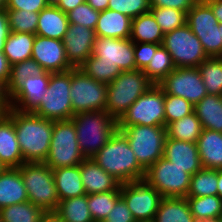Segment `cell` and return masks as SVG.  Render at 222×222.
Returning <instances> with one entry per match:
<instances>
[{
	"label": "cell",
	"instance_id": "obj_1",
	"mask_svg": "<svg viewBox=\"0 0 222 222\" xmlns=\"http://www.w3.org/2000/svg\"><path fill=\"white\" fill-rule=\"evenodd\" d=\"M6 113L13 119L24 163L45 162L50 150L54 121L14 108H9Z\"/></svg>",
	"mask_w": 222,
	"mask_h": 222
},
{
	"label": "cell",
	"instance_id": "obj_2",
	"mask_svg": "<svg viewBox=\"0 0 222 222\" xmlns=\"http://www.w3.org/2000/svg\"><path fill=\"white\" fill-rule=\"evenodd\" d=\"M92 159L121 183L145 177L146 170L139 164L127 137L119 129Z\"/></svg>",
	"mask_w": 222,
	"mask_h": 222
},
{
	"label": "cell",
	"instance_id": "obj_3",
	"mask_svg": "<svg viewBox=\"0 0 222 222\" xmlns=\"http://www.w3.org/2000/svg\"><path fill=\"white\" fill-rule=\"evenodd\" d=\"M71 120L85 158L94 157L118 129L117 121L106 110L76 113Z\"/></svg>",
	"mask_w": 222,
	"mask_h": 222
},
{
	"label": "cell",
	"instance_id": "obj_4",
	"mask_svg": "<svg viewBox=\"0 0 222 222\" xmlns=\"http://www.w3.org/2000/svg\"><path fill=\"white\" fill-rule=\"evenodd\" d=\"M154 83L143 70L121 72L107 84V103L105 110L118 121L127 109Z\"/></svg>",
	"mask_w": 222,
	"mask_h": 222
},
{
	"label": "cell",
	"instance_id": "obj_5",
	"mask_svg": "<svg viewBox=\"0 0 222 222\" xmlns=\"http://www.w3.org/2000/svg\"><path fill=\"white\" fill-rule=\"evenodd\" d=\"M18 169L29 201L45 213L55 212L59 198L52 169L44 162L23 163Z\"/></svg>",
	"mask_w": 222,
	"mask_h": 222
},
{
	"label": "cell",
	"instance_id": "obj_6",
	"mask_svg": "<svg viewBox=\"0 0 222 222\" xmlns=\"http://www.w3.org/2000/svg\"><path fill=\"white\" fill-rule=\"evenodd\" d=\"M127 137L139 164L147 170L152 164L163 157L166 127L161 126H118Z\"/></svg>",
	"mask_w": 222,
	"mask_h": 222
},
{
	"label": "cell",
	"instance_id": "obj_7",
	"mask_svg": "<svg viewBox=\"0 0 222 222\" xmlns=\"http://www.w3.org/2000/svg\"><path fill=\"white\" fill-rule=\"evenodd\" d=\"M76 136L71 119L54 121L50 150L44 163L52 170L80 165L85 157L79 149Z\"/></svg>",
	"mask_w": 222,
	"mask_h": 222
},
{
	"label": "cell",
	"instance_id": "obj_8",
	"mask_svg": "<svg viewBox=\"0 0 222 222\" xmlns=\"http://www.w3.org/2000/svg\"><path fill=\"white\" fill-rule=\"evenodd\" d=\"M71 69L50 73L49 83L40 106L33 112L53 121L69 120L73 117L70 98Z\"/></svg>",
	"mask_w": 222,
	"mask_h": 222
},
{
	"label": "cell",
	"instance_id": "obj_9",
	"mask_svg": "<svg viewBox=\"0 0 222 222\" xmlns=\"http://www.w3.org/2000/svg\"><path fill=\"white\" fill-rule=\"evenodd\" d=\"M165 92L153 85L142 94L117 121L118 126H161L165 127Z\"/></svg>",
	"mask_w": 222,
	"mask_h": 222
},
{
	"label": "cell",
	"instance_id": "obj_10",
	"mask_svg": "<svg viewBox=\"0 0 222 222\" xmlns=\"http://www.w3.org/2000/svg\"><path fill=\"white\" fill-rule=\"evenodd\" d=\"M162 45L172 56L176 68L198 67L209 58L187 24L164 34Z\"/></svg>",
	"mask_w": 222,
	"mask_h": 222
},
{
	"label": "cell",
	"instance_id": "obj_11",
	"mask_svg": "<svg viewBox=\"0 0 222 222\" xmlns=\"http://www.w3.org/2000/svg\"><path fill=\"white\" fill-rule=\"evenodd\" d=\"M70 98L73 115L103 111L107 103V84L92 79L80 68H72Z\"/></svg>",
	"mask_w": 222,
	"mask_h": 222
},
{
	"label": "cell",
	"instance_id": "obj_12",
	"mask_svg": "<svg viewBox=\"0 0 222 222\" xmlns=\"http://www.w3.org/2000/svg\"><path fill=\"white\" fill-rule=\"evenodd\" d=\"M191 175L185 169L161 157L145 173L144 179L163 197L186 198Z\"/></svg>",
	"mask_w": 222,
	"mask_h": 222
},
{
	"label": "cell",
	"instance_id": "obj_13",
	"mask_svg": "<svg viewBox=\"0 0 222 222\" xmlns=\"http://www.w3.org/2000/svg\"><path fill=\"white\" fill-rule=\"evenodd\" d=\"M120 193L136 222L153 221L163 198L145 179L122 183Z\"/></svg>",
	"mask_w": 222,
	"mask_h": 222
},
{
	"label": "cell",
	"instance_id": "obj_14",
	"mask_svg": "<svg viewBox=\"0 0 222 222\" xmlns=\"http://www.w3.org/2000/svg\"><path fill=\"white\" fill-rule=\"evenodd\" d=\"M158 85L166 94L182 97L193 105L207 95L197 67L175 68Z\"/></svg>",
	"mask_w": 222,
	"mask_h": 222
},
{
	"label": "cell",
	"instance_id": "obj_15",
	"mask_svg": "<svg viewBox=\"0 0 222 222\" xmlns=\"http://www.w3.org/2000/svg\"><path fill=\"white\" fill-rule=\"evenodd\" d=\"M96 64L117 65L121 72L136 70L134 42L128 39L95 37Z\"/></svg>",
	"mask_w": 222,
	"mask_h": 222
},
{
	"label": "cell",
	"instance_id": "obj_16",
	"mask_svg": "<svg viewBox=\"0 0 222 222\" xmlns=\"http://www.w3.org/2000/svg\"><path fill=\"white\" fill-rule=\"evenodd\" d=\"M31 58L34 59L44 71L50 73L64 72L74 68L68 62L62 40L36 35Z\"/></svg>",
	"mask_w": 222,
	"mask_h": 222
},
{
	"label": "cell",
	"instance_id": "obj_17",
	"mask_svg": "<svg viewBox=\"0 0 222 222\" xmlns=\"http://www.w3.org/2000/svg\"><path fill=\"white\" fill-rule=\"evenodd\" d=\"M95 37V30L69 23L62 41L68 62L74 68H79L93 54Z\"/></svg>",
	"mask_w": 222,
	"mask_h": 222
},
{
	"label": "cell",
	"instance_id": "obj_18",
	"mask_svg": "<svg viewBox=\"0 0 222 222\" xmlns=\"http://www.w3.org/2000/svg\"><path fill=\"white\" fill-rule=\"evenodd\" d=\"M50 79V72L31 76L9 97L10 108L21 112H34L41 104Z\"/></svg>",
	"mask_w": 222,
	"mask_h": 222
},
{
	"label": "cell",
	"instance_id": "obj_19",
	"mask_svg": "<svg viewBox=\"0 0 222 222\" xmlns=\"http://www.w3.org/2000/svg\"><path fill=\"white\" fill-rule=\"evenodd\" d=\"M163 157L191 176L203 168L196 143L167 137Z\"/></svg>",
	"mask_w": 222,
	"mask_h": 222
},
{
	"label": "cell",
	"instance_id": "obj_20",
	"mask_svg": "<svg viewBox=\"0 0 222 222\" xmlns=\"http://www.w3.org/2000/svg\"><path fill=\"white\" fill-rule=\"evenodd\" d=\"M80 173L86 195L120 191L122 183L103 170L92 158H85L82 161Z\"/></svg>",
	"mask_w": 222,
	"mask_h": 222
},
{
	"label": "cell",
	"instance_id": "obj_21",
	"mask_svg": "<svg viewBox=\"0 0 222 222\" xmlns=\"http://www.w3.org/2000/svg\"><path fill=\"white\" fill-rule=\"evenodd\" d=\"M0 162L5 168H19L24 163L13 119L7 113L0 117Z\"/></svg>",
	"mask_w": 222,
	"mask_h": 222
},
{
	"label": "cell",
	"instance_id": "obj_22",
	"mask_svg": "<svg viewBox=\"0 0 222 222\" xmlns=\"http://www.w3.org/2000/svg\"><path fill=\"white\" fill-rule=\"evenodd\" d=\"M132 19L115 10L106 9L99 14L95 28L97 37L128 39L131 36Z\"/></svg>",
	"mask_w": 222,
	"mask_h": 222
},
{
	"label": "cell",
	"instance_id": "obj_23",
	"mask_svg": "<svg viewBox=\"0 0 222 222\" xmlns=\"http://www.w3.org/2000/svg\"><path fill=\"white\" fill-rule=\"evenodd\" d=\"M29 201L18 168H5L0 173V210L4 207Z\"/></svg>",
	"mask_w": 222,
	"mask_h": 222
},
{
	"label": "cell",
	"instance_id": "obj_24",
	"mask_svg": "<svg viewBox=\"0 0 222 222\" xmlns=\"http://www.w3.org/2000/svg\"><path fill=\"white\" fill-rule=\"evenodd\" d=\"M196 145L203 168L222 170V133L202 129Z\"/></svg>",
	"mask_w": 222,
	"mask_h": 222
},
{
	"label": "cell",
	"instance_id": "obj_25",
	"mask_svg": "<svg viewBox=\"0 0 222 222\" xmlns=\"http://www.w3.org/2000/svg\"><path fill=\"white\" fill-rule=\"evenodd\" d=\"M67 15L55 5H48L39 12L36 35L63 40L68 30Z\"/></svg>",
	"mask_w": 222,
	"mask_h": 222
},
{
	"label": "cell",
	"instance_id": "obj_26",
	"mask_svg": "<svg viewBox=\"0 0 222 222\" xmlns=\"http://www.w3.org/2000/svg\"><path fill=\"white\" fill-rule=\"evenodd\" d=\"M52 171L59 202L86 194L81 179L80 165L56 168Z\"/></svg>",
	"mask_w": 222,
	"mask_h": 222
},
{
	"label": "cell",
	"instance_id": "obj_27",
	"mask_svg": "<svg viewBox=\"0 0 222 222\" xmlns=\"http://www.w3.org/2000/svg\"><path fill=\"white\" fill-rule=\"evenodd\" d=\"M194 112L203 129L222 133V96L207 94L194 105Z\"/></svg>",
	"mask_w": 222,
	"mask_h": 222
},
{
	"label": "cell",
	"instance_id": "obj_28",
	"mask_svg": "<svg viewBox=\"0 0 222 222\" xmlns=\"http://www.w3.org/2000/svg\"><path fill=\"white\" fill-rule=\"evenodd\" d=\"M152 222H195L186 198L163 197Z\"/></svg>",
	"mask_w": 222,
	"mask_h": 222
},
{
	"label": "cell",
	"instance_id": "obj_29",
	"mask_svg": "<svg viewBox=\"0 0 222 222\" xmlns=\"http://www.w3.org/2000/svg\"><path fill=\"white\" fill-rule=\"evenodd\" d=\"M164 33L151 12L132 19L130 39L137 43L162 44Z\"/></svg>",
	"mask_w": 222,
	"mask_h": 222
},
{
	"label": "cell",
	"instance_id": "obj_30",
	"mask_svg": "<svg viewBox=\"0 0 222 222\" xmlns=\"http://www.w3.org/2000/svg\"><path fill=\"white\" fill-rule=\"evenodd\" d=\"M36 34L11 32L3 48L8 63L13 65L32 57V47Z\"/></svg>",
	"mask_w": 222,
	"mask_h": 222
},
{
	"label": "cell",
	"instance_id": "obj_31",
	"mask_svg": "<svg viewBox=\"0 0 222 222\" xmlns=\"http://www.w3.org/2000/svg\"><path fill=\"white\" fill-rule=\"evenodd\" d=\"M202 129L201 122L195 112L175 120L166 126L168 138L192 143H196Z\"/></svg>",
	"mask_w": 222,
	"mask_h": 222
},
{
	"label": "cell",
	"instance_id": "obj_32",
	"mask_svg": "<svg viewBox=\"0 0 222 222\" xmlns=\"http://www.w3.org/2000/svg\"><path fill=\"white\" fill-rule=\"evenodd\" d=\"M55 213L64 222H94L88 209L86 194L60 201Z\"/></svg>",
	"mask_w": 222,
	"mask_h": 222
},
{
	"label": "cell",
	"instance_id": "obj_33",
	"mask_svg": "<svg viewBox=\"0 0 222 222\" xmlns=\"http://www.w3.org/2000/svg\"><path fill=\"white\" fill-rule=\"evenodd\" d=\"M218 170L202 168L190 178L187 197L218 195Z\"/></svg>",
	"mask_w": 222,
	"mask_h": 222
},
{
	"label": "cell",
	"instance_id": "obj_34",
	"mask_svg": "<svg viewBox=\"0 0 222 222\" xmlns=\"http://www.w3.org/2000/svg\"><path fill=\"white\" fill-rule=\"evenodd\" d=\"M197 68L207 94L222 96V57H210Z\"/></svg>",
	"mask_w": 222,
	"mask_h": 222
},
{
	"label": "cell",
	"instance_id": "obj_35",
	"mask_svg": "<svg viewBox=\"0 0 222 222\" xmlns=\"http://www.w3.org/2000/svg\"><path fill=\"white\" fill-rule=\"evenodd\" d=\"M45 212L30 201L17 203L0 210L1 222H40Z\"/></svg>",
	"mask_w": 222,
	"mask_h": 222
},
{
	"label": "cell",
	"instance_id": "obj_36",
	"mask_svg": "<svg viewBox=\"0 0 222 222\" xmlns=\"http://www.w3.org/2000/svg\"><path fill=\"white\" fill-rule=\"evenodd\" d=\"M175 68L172 56L161 44L143 72L155 85H158Z\"/></svg>",
	"mask_w": 222,
	"mask_h": 222
},
{
	"label": "cell",
	"instance_id": "obj_37",
	"mask_svg": "<svg viewBox=\"0 0 222 222\" xmlns=\"http://www.w3.org/2000/svg\"><path fill=\"white\" fill-rule=\"evenodd\" d=\"M43 72V68L32 58L11 65L5 86L7 95L10 97L28 77L39 76Z\"/></svg>",
	"mask_w": 222,
	"mask_h": 222
},
{
	"label": "cell",
	"instance_id": "obj_38",
	"mask_svg": "<svg viewBox=\"0 0 222 222\" xmlns=\"http://www.w3.org/2000/svg\"><path fill=\"white\" fill-rule=\"evenodd\" d=\"M120 197V191H107L87 195L88 209L94 222L104 221Z\"/></svg>",
	"mask_w": 222,
	"mask_h": 222
},
{
	"label": "cell",
	"instance_id": "obj_39",
	"mask_svg": "<svg viewBox=\"0 0 222 222\" xmlns=\"http://www.w3.org/2000/svg\"><path fill=\"white\" fill-rule=\"evenodd\" d=\"M186 199L195 219L222 216V199L218 195L186 197Z\"/></svg>",
	"mask_w": 222,
	"mask_h": 222
},
{
	"label": "cell",
	"instance_id": "obj_40",
	"mask_svg": "<svg viewBox=\"0 0 222 222\" xmlns=\"http://www.w3.org/2000/svg\"><path fill=\"white\" fill-rule=\"evenodd\" d=\"M186 24L190 29H206L219 23L211 7L204 0H198L187 12Z\"/></svg>",
	"mask_w": 222,
	"mask_h": 222
},
{
	"label": "cell",
	"instance_id": "obj_41",
	"mask_svg": "<svg viewBox=\"0 0 222 222\" xmlns=\"http://www.w3.org/2000/svg\"><path fill=\"white\" fill-rule=\"evenodd\" d=\"M150 12L164 34L186 24L187 13L184 11L175 8L151 7Z\"/></svg>",
	"mask_w": 222,
	"mask_h": 222
},
{
	"label": "cell",
	"instance_id": "obj_42",
	"mask_svg": "<svg viewBox=\"0 0 222 222\" xmlns=\"http://www.w3.org/2000/svg\"><path fill=\"white\" fill-rule=\"evenodd\" d=\"M200 40L204 52L210 57H222V23L213 28L191 29Z\"/></svg>",
	"mask_w": 222,
	"mask_h": 222
},
{
	"label": "cell",
	"instance_id": "obj_43",
	"mask_svg": "<svg viewBox=\"0 0 222 222\" xmlns=\"http://www.w3.org/2000/svg\"><path fill=\"white\" fill-rule=\"evenodd\" d=\"M79 68L92 79L105 84H110L121 73L117 65L96 64L93 54Z\"/></svg>",
	"mask_w": 222,
	"mask_h": 222
},
{
	"label": "cell",
	"instance_id": "obj_44",
	"mask_svg": "<svg viewBox=\"0 0 222 222\" xmlns=\"http://www.w3.org/2000/svg\"><path fill=\"white\" fill-rule=\"evenodd\" d=\"M11 32L36 34L39 13L6 9Z\"/></svg>",
	"mask_w": 222,
	"mask_h": 222
},
{
	"label": "cell",
	"instance_id": "obj_45",
	"mask_svg": "<svg viewBox=\"0 0 222 222\" xmlns=\"http://www.w3.org/2000/svg\"><path fill=\"white\" fill-rule=\"evenodd\" d=\"M165 127L178 119L194 112V105L186 99L165 93Z\"/></svg>",
	"mask_w": 222,
	"mask_h": 222
},
{
	"label": "cell",
	"instance_id": "obj_46",
	"mask_svg": "<svg viewBox=\"0 0 222 222\" xmlns=\"http://www.w3.org/2000/svg\"><path fill=\"white\" fill-rule=\"evenodd\" d=\"M150 0H109V10H115L131 19L150 12Z\"/></svg>",
	"mask_w": 222,
	"mask_h": 222
},
{
	"label": "cell",
	"instance_id": "obj_47",
	"mask_svg": "<svg viewBox=\"0 0 222 222\" xmlns=\"http://www.w3.org/2000/svg\"><path fill=\"white\" fill-rule=\"evenodd\" d=\"M100 11L94 10L87 2L66 13L67 19L71 24H79L95 30Z\"/></svg>",
	"mask_w": 222,
	"mask_h": 222
},
{
	"label": "cell",
	"instance_id": "obj_48",
	"mask_svg": "<svg viewBox=\"0 0 222 222\" xmlns=\"http://www.w3.org/2000/svg\"><path fill=\"white\" fill-rule=\"evenodd\" d=\"M161 44L134 42L135 66L138 70H144Z\"/></svg>",
	"mask_w": 222,
	"mask_h": 222
},
{
	"label": "cell",
	"instance_id": "obj_49",
	"mask_svg": "<svg viewBox=\"0 0 222 222\" xmlns=\"http://www.w3.org/2000/svg\"><path fill=\"white\" fill-rule=\"evenodd\" d=\"M102 222H136V220L125 201L120 197L106 219Z\"/></svg>",
	"mask_w": 222,
	"mask_h": 222
},
{
	"label": "cell",
	"instance_id": "obj_50",
	"mask_svg": "<svg viewBox=\"0 0 222 222\" xmlns=\"http://www.w3.org/2000/svg\"><path fill=\"white\" fill-rule=\"evenodd\" d=\"M49 4L46 0H6V9L25 10L39 13Z\"/></svg>",
	"mask_w": 222,
	"mask_h": 222
},
{
	"label": "cell",
	"instance_id": "obj_51",
	"mask_svg": "<svg viewBox=\"0 0 222 222\" xmlns=\"http://www.w3.org/2000/svg\"><path fill=\"white\" fill-rule=\"evenodd\" d=\"M198 0H150L151 7L175 8L188 12Z\"/></svg>",
	"mask_w": 222,
	"mask_h": 222
},
{
	"label": "cell",
	"instance_id": "obj_52",
	"mask_svg": "<svg viewBox=\"0 0 222 222\" xmlns=\"http://www.w3.org/2000/svg\"><path fill=\"white\" fill-rule=\"evenodd\" d=\"M11 33L8 23L7 10H0V49L4 48L7 37Z\"/></svg>",
	"mask_w": 222,
	"mask_h": 222
},
{
	"label": "cell",
	"instance_id": "obj_53",
	"mask_svg": "<svg viewBox=\"0 0 222 222\" xmlns=\"http://www.w3.org/2000/svg\"><path fill=\"white\" fill-rule=\"evenodd\" d=\"M11 65L8 63L6 56L3 54V49H0V82L6 86Z\"/></svg>",
	"mask_w": 222,
	"mask_h": 222
},
{
	"label": "cell",
	"instance_id": "obj_54",
	"mask_svg": "<svg viewBox=\"0 0 222 222\" xmlns=\"http://www.w3.org/2000/svg\"><path fill=\"white\" fill-rule=\"evenodd\" d=\"M84 2L86 0H60L56 6L66 14Z\"/></svg>",
	"mask_w": 222,
	"mask_h": 222
},
{
	"label": "cell",
	"instance_id": "obj_55",
	"mask_svg": "<svg viewBox=\"0 0 222 222\" xmlns=\"http://www.w3.org/2000/svg\"><path fill=\"white\" fill-rule=\"evenodd\" d=\"M212 9L213 14L222 23V0H204Z\"/></svg>",
	"mask_w": 222,
	"mask_h": 222
},
{
	"label": "cell",
	"instance_id": "obj_56",
	"mask_svg": "<svg viewBox=\"0 0 222 222\" xmlns=\"http://www.w3.org/2000/svg\"><path fill=\"white\" fill-rule=\"evenodd\" d=\"M0 108L6 113L10 108L9 96L6 93V87L0 82Z\"/></svg>",
	"mask_w": 222,
	"mask_h": 222
},
{
	"label": "cell",
	"instance_id": "obj_57",
	"mask_svg": "<svg viewBox=\"0 0 222 222\" xmlns=\"http://www.w3.org/2000/svg\"><path fill=\"white\" fill-rule=\"evenodd\" d=\"M86 2L97 11H104L108 8L109 0H86Z\"/></svg>",
	"mask_w": 222,
	"mask_h": 222
},
{
	"label": "cell",
	"instance_id": "obj_58",
	"mask_svg": "<svg viewBox=\"0 0 222 222\" xmlns=\"http://www.w3.org/2000/svg\"><path fill=\"white\" fill-rule=\"evenodd\" d=\"M40 222H64L55 212L45 213Z\"/></svg>",
	"mask_w": 222,
	"mask_h": 222
},
{
	"label": "cell",
	"instance_id": "obj_59",
	"mask_svg": "<svg viewBox=\"0 0 222 222\" xmlns=\"http://www.w3.org/2000/svg\"><path fill=\"white\" fill-rule=\"evenodd\" d=\"M217 189H218V196L222 199V170H218Z\"/></svg>",
	"mask_w": 222,
	"mask_h": 222
},
{
	"label": "cell",
	"instance_id": "obj_60",
	"mask_svg": "<svg viewBox=\"0 0 222 222\" xmlns=\"http://www.w3.org/2000/svg\"><path fill=\"white\" fill-rule=\"evenodd\" d=\"M195 222H222V216L203 218V219H195Z\"/></svg>",
	"mask_w": 222,
	"mask_h": 222
},
{
	"label": "cell",
	"instance_id": "obj_61",
	"mask_svg": "<svg viewBox=\"0 0 222 222\" xmlns=\"http://www.w3.org/2000/svg\"><path fill=\"white\" fill-rule=\"evenodd\" d=\"M49 5H57L60 0H46Z\"/></svg>",
	"mask_w": 222,
	"mask_h": 222
},
{
	"label": "cell",
	"instance_id": "obj_62",
	"mask_svg": "<svg viewBox=\"0 0 222 222\" xmlns=\"http://www.w3.org/2000/svg\"><path fill=\"white\" fill-rule=\"evenodd\" d=\"M6 9V0H0V10Z\"/></svg>",
	"mask_w": 222,
	"mask_h": 222
},
{
	"label": "cell",
	"instance_id": "obj_63",
	"mask_svg": "<svg viewBox=\"0 0 222 222\" xmlns=\"http://www.w3.org/2000/svg\"><path fill=\"white\" fill-rule=\"evenodd\" d=\"M5 169V166L0 162V173Z\"/></svg>",
	"mask_w": 222,
	"mask_h": 222
},
{
	"label": "cell",
	"instance_id": "obj_64",
	"mask_svg": "<svg viewBox=\"0 0 222 222\" xmlns=\"http://www.w3.org/2000/svg\"><path fill=\"white\" fill-rule=\"evenodd\" d=\"M5 112L0 108V117L4 114Z\"/></svg>",
	"mask_w": 222,
	"mask_h": 222
}]
</instances>
